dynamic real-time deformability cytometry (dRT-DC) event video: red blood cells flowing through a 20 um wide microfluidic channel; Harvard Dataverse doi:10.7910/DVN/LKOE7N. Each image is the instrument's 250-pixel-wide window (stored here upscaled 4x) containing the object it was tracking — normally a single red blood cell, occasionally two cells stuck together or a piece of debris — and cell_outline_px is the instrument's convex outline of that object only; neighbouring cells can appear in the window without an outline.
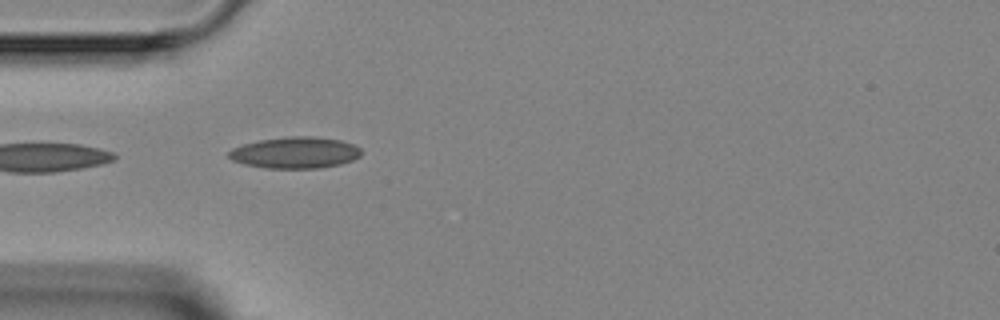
{"species": "Egyptian fruit bat (a non-hibernating species)", "species_latin": "Rousettus aegyptiacus", "temperature_condition": "room temperature", "stored_images_in_passage": 2, "camera_frame_rate_fps": 3000, "um_per_image_px": 0.085, "animal": {"sex": "female"}, "frame": {"image": 1, "passage_image": 1, "time_ms": 0.0, "image_size_px": [1000, 320], "cell_outline_px": [[360, 156], [352, 160], [340, 164], [316, 168], [264, 168], [244, 164], [232, 160], [228, 156], [228, 152], [232, 148], [244, 144], [260, 140], [288, 136], [316, 136], [340, 140], [352, 144], [360, 148]], "centroid_in_image_um": [25.07, 12.97], "position_along_channel_um": 59.9, "area_um2": 24.16}}
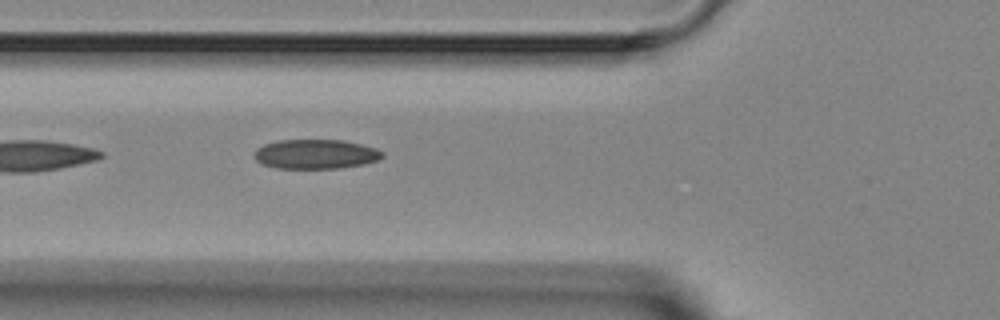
{"frame": {"image": 2, "passage_image": 2, "time_ms": 1.0, "image_size_px": [1000, 320], "cell_outline_px": [[384, 156], [380, 160], [364, 164], [340, 168], [276, 168], [264, 164], [256, 160], [252, 156], [256, 148], [264, 144], [276, 140], [344, 140], [376, 148], [384, 152]], "centroid_in_image_um": [26.84, 13.09], "position_along_channel_um": 99.0, "area_um2": 22.2}}